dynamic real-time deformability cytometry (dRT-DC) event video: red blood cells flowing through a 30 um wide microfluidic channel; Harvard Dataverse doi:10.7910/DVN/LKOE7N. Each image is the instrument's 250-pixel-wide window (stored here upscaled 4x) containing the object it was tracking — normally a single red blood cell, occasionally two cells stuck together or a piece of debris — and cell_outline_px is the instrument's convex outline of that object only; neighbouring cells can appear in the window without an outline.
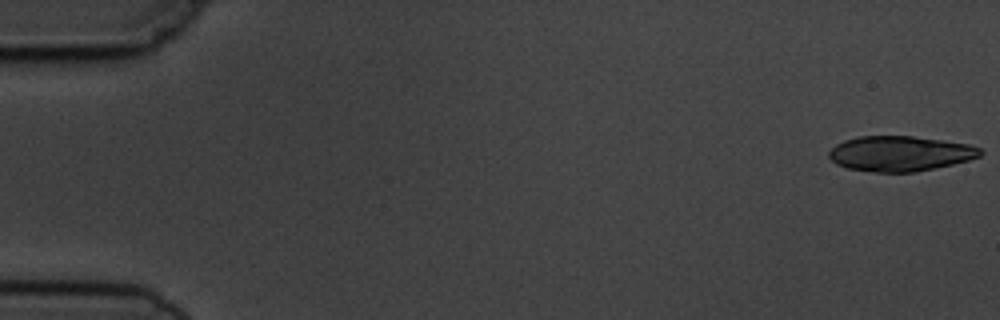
{"species": "common noctule bat (a hibernating species)", "species_latin": "Nyctalus noctula", "temperature_condition": "cold", "stored_images_in_passage": 4, "camera_frame_rate_fps": 3000, "um_per_image_px": 0.085, "animal": {"sex": "male", "body_mass_g": 19.5, "forearm_length_mm": 54.6}, "frame": {"image": 1, "passage_image": 1, "time_ms": 0.0, "image_size_px": [1000, 320], "cell_outline_px": [[984, 152], [980, 156], [968, 160], [952, 164], [916, 172], [872, 172], [848, 168], [836, 164], [828, 156], [828, 152], [836, 144], [844, 140], [860, 136], [912, 136], [944, 140], [968, 144], [980, 148]], "centroid_in_image_um": [76.5, 13.05], "position_along_channel_um": 8.5, "area_um2": 31.04}}